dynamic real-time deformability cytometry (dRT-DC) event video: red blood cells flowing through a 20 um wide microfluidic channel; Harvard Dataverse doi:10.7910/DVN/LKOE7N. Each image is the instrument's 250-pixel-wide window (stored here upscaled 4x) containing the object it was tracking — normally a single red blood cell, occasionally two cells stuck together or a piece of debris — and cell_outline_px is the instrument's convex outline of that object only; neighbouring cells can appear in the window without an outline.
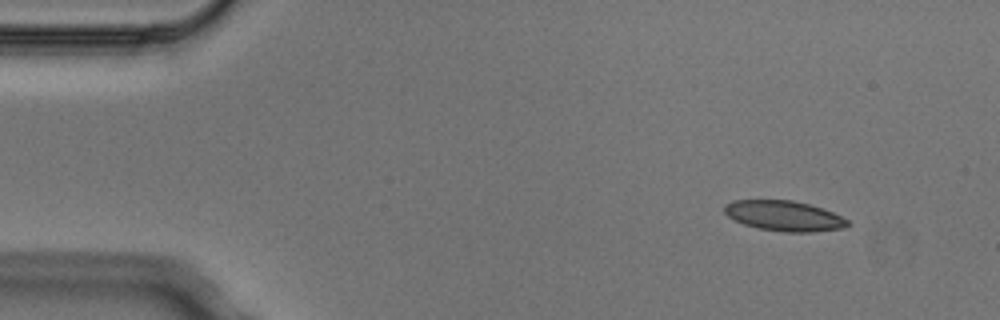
{"species": "Egyptian fruit bat (a non-hibernating species)", "species_latin": "Rousettus aegyptiacus", "temperature_condition": "cold", "stored_images_in_passage": 5, "camera_frame_rate_fps": 3000, "um_per_image_px": 0.085, "animal": {"sex": "male"}, "frame": {"image": 1, "passage_image": 1, "time_ms": 0.0, "image_size_px": [1000, 320], "cell_outline_px": [[852, 224], [844, 228], [812, 232], [784, 232], [756, 228], [744, 224], [728, 216], [724, 212], [724, 204], [732, 200], [792, 200], [808, 204], [832, 212], [848, 220]], "centroid_in_image_um": [66.64, 18.35], "position_along_channel_um": 18.4, "area_um2": 21.73}}
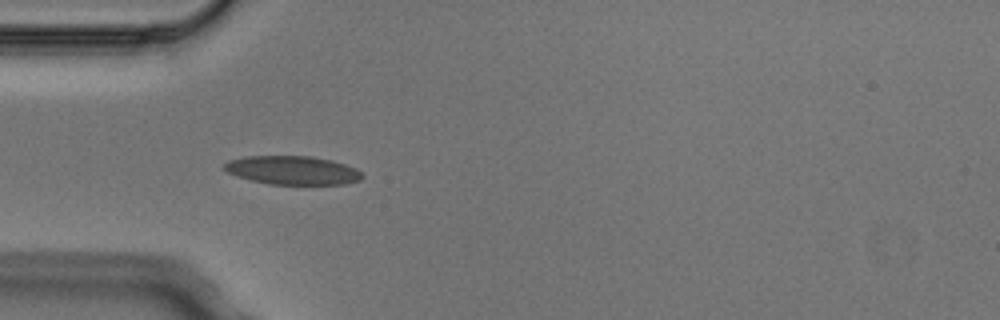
{"frame": {"image": 2, "passage_image": 4, "time_ms": 1.0, "image_size_px": [1000, 320], "cell_outline_px": [[364, 176], [360, 180], [344, 184], [268, 184], [236, 176], [228, 172], [224, 168], [224, 164], [228, 160], [248, 156], [312, 156], [332, 160], [356, 168]], "centroid_in_image_um": [24.87, 14.47], "position_along_channel_um": 60.1, "area_um2": 22.95}}
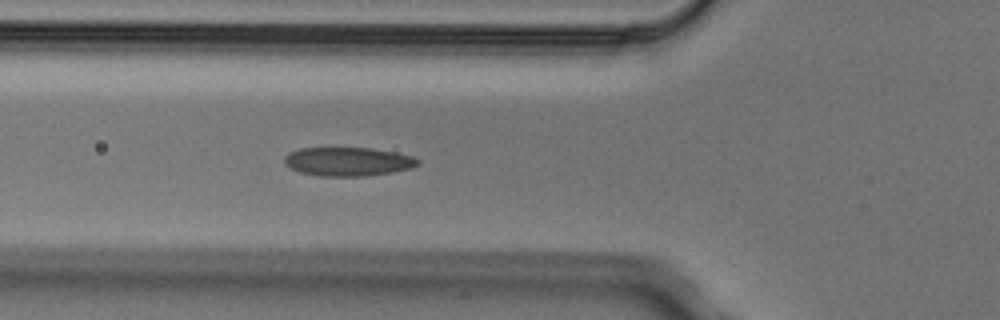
{"frame": {"image": 3, "passage_image": 5, "time_ms": 1.333, "image_size_px": [1000, 320], "cell_outline_px": [[420, 164], [412, 168], [392, 172], [364, 176], [320, 176], [300, 172], [284, 164], [284, 156], [288, 152], [300, 148], [372, 148], [396, 152], [412, 156], [420, 160]], "centroid_in_image_um": [29.59, 13.73], "position_along_channel_um": 96.2, "area_um2": 22.48}}